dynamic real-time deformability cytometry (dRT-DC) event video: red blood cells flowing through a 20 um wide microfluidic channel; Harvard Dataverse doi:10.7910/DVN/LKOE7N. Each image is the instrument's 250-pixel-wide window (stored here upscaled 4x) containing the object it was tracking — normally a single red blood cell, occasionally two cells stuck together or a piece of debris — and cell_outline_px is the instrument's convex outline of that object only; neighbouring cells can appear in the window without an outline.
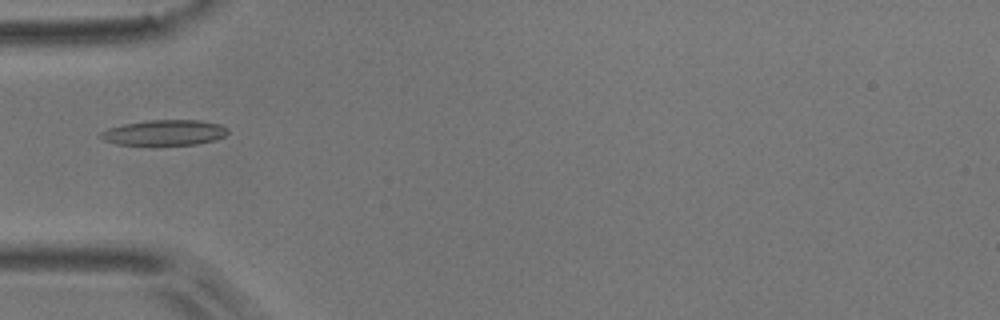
{"species": "common noctule bat (a hibernating species)", "species_latin": "Nyctalus noctula", "temperature_condition": "room temperature", "stored_images_in_passage": 5, "camera_frame_rate_fps": 3000, "um_per_image_px": 0.085, "animal": {"sex": "male", "body_mass_g": 17.9}, "frame": {"image": 1, "passage_image": 5, "time_ms": 1.333, "image_size_px": [1000, 320], "cell_outline_px": [[228, 132], [224, 136], [212, 140], [196, 144], [116, 144], [104, 140], [96, 136], [100, 132], [108, 128], [124, 124], [148, 120], [200, 120], [220, 124], [228, 128]], "centroid_in_image_um": [13.95, 11.26], "position_along_channel_um": 71.1, "area_um2": 18.67}}